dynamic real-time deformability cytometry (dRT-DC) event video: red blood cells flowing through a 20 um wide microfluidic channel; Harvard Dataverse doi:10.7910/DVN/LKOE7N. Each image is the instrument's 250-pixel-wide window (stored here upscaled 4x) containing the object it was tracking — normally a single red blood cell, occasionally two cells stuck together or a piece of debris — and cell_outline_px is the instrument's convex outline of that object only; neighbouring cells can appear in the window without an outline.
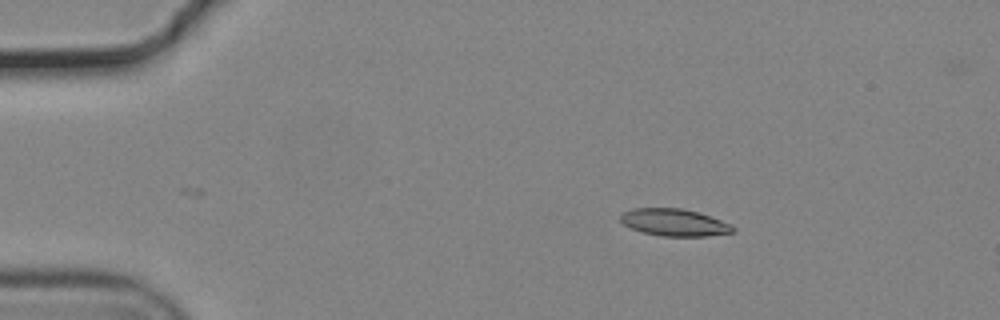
{"species": "common noctule bat (a hibernating species)", "species_latin": "Nyctalus noctula", "temperature_condition": "cold", "stored_images_in_passage": 8, "camera_frame_rate_fps": 3000, "um_per_image_px": 0.085, "animal": {"sex": "male", "body_mass_g": 19.2, "forearm_length_mm": 51.8}, "frame": {"image": 1, "passage_image": 1, "time_ms": 0.0, "image_size_px": [1000, 320], "cell_outline_px": [[736, 232], [708, 236], [664, 236], [644, 232], [632, 228], [624, 224], [620, 220], [620, 216], [624, 212], [632, 208], [680, 208], [696, 212], [732, 224], [736, 228]], "centroid_in_image_um": [57.35, 18.91], "position_along_channel_um": 27.7, "area_um2": 17.63}}